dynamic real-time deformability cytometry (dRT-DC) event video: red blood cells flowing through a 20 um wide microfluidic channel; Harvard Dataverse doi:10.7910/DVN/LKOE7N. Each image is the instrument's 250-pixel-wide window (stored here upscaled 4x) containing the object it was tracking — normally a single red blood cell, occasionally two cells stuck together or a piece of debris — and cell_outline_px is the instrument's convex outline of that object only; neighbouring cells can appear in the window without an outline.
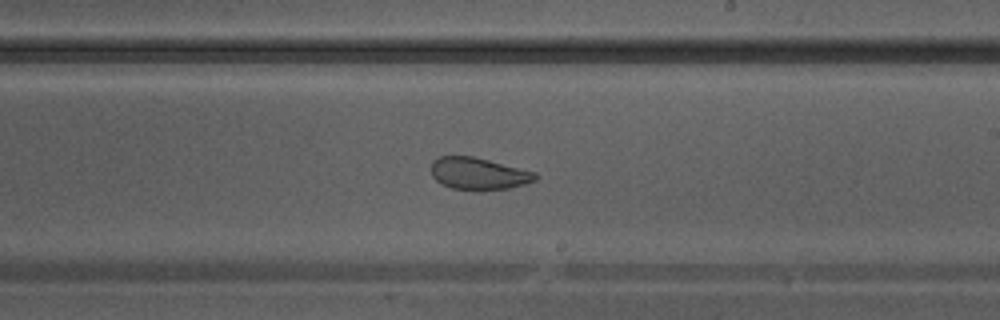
{"species": "Egyptian fruit bat (a non-hibernating species)", "species_latin": "Rousettus aegyptiacus", "temperature_condition": "warm", "stored_images_in_passage": 26, "camera_frame_rate_fps": 3000, "um_per_image_px": 0.085, "animal": {"sex": "male"}, "frame": {"image": 1, "passage_image": 22, "time_ms": 7.0, "image_size_px": [1000, 320], "cell_outline_px": [[536, 180], [524, 184], [508, 188], [452, 188], [436, 180], [432, 176], [432, 160], [440, 156], [472, 156], [536, 172]], "centroid_in_image_um": [40.66, 14.72], "position_along_channel_um": 248.3, "area_um2": 18.73}}